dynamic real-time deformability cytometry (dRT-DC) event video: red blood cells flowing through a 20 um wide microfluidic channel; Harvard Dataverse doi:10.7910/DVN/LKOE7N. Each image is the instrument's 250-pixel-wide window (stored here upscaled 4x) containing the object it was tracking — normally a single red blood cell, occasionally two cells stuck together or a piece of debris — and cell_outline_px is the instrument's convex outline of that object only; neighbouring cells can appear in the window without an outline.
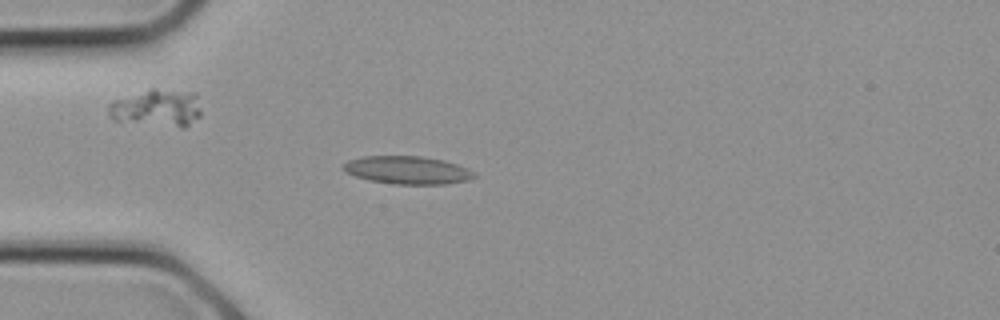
{"species": "common noctule bat (a hibernating species)", "species_latin": "Nyctalus noctula", "temperature_condition": "cold", "stored_images_in_passage": 8, "camera_frame_rate_fps": 3000, "um_per_image_px": 0.085, "animal": {"sex": "female", "body_mass_g": 21.9}, "frame": {"image": 1, "passage_image": 6, "time_ms": 1.667, "image_size_px": [1000, 320], "cell_outline_px": [[476, 176], [468, 180], [448, 184], [396, 184], [368, 180], [356, 176], [348, 172], [344, 168], [344, 164], [348, 160], [364, 156], [420, 156], [444, 160], [468, 168], [476, 172]], "centroid_in_image_um": [34.69, 14.46], "position_along_channel_um": 50.3, "area_um2": 21.21}}
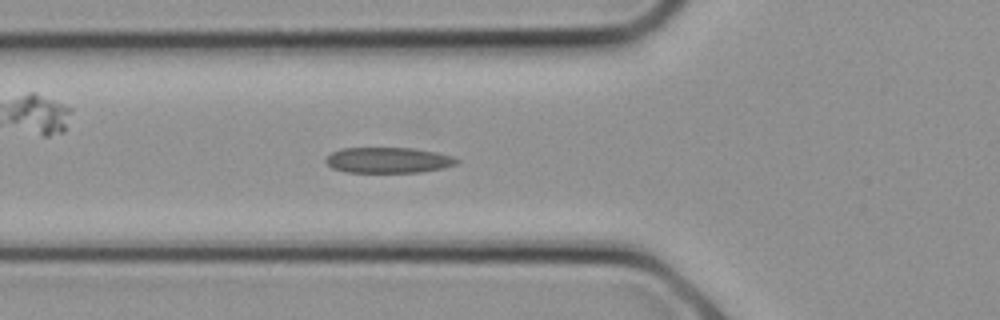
{"frame": {"image": 2, "passage_image": 8, "time_ms": 2.333, "image_size_px": [1000, 320], "cell_outline_px": [[460, 160], [456, 164], [444, 168], [420, 172], [344, 172], [332, 168], [324, 160], [324, 156], [340, 148], [412, 148], [436, 152], [452, 156]], "centroid_in_image_um": [32.96, 13.61], "position_along_channel_um": 92.8, "area_um2": 19.71}}